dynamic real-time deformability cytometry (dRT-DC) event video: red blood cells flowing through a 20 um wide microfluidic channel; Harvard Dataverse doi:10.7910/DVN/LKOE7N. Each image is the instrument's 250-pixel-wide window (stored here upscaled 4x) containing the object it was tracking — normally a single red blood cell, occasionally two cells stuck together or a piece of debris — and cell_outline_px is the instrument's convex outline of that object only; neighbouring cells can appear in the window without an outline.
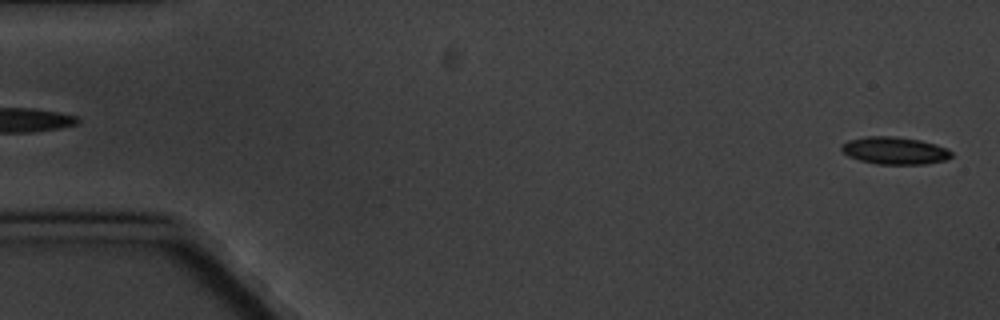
{"species": "common noctule bat (a hibernating species)", "species_latin": "Nyctalus noctula", "temperature_condition": "cold", "stored_images_in_passage": 6, "camera_frame_rate_fps": 3000, "um_per_image_px": 0.085, "animal": {"sex": "male", "body_mass_g": 20.1, "forearm_length_mm": 53.5}, "frame": {"image": 1, "passage_image": 6, "time_ms": 6.0, "image_size_px": [1000, 320], "cell_outline_px": [[952, 156], [948, 160], [924, 164], [876, 164], [860, 160], [848, 156], [840, 148], [840, 144], [848, 140], [864, 136], [892, 136], [920, 140], [936, 144], [948, 148], [952, 152]], "centroid_in_image_um": [76.06, 12.8], "position_along_channel_um": 8.9, "area_um2": 17.74}}